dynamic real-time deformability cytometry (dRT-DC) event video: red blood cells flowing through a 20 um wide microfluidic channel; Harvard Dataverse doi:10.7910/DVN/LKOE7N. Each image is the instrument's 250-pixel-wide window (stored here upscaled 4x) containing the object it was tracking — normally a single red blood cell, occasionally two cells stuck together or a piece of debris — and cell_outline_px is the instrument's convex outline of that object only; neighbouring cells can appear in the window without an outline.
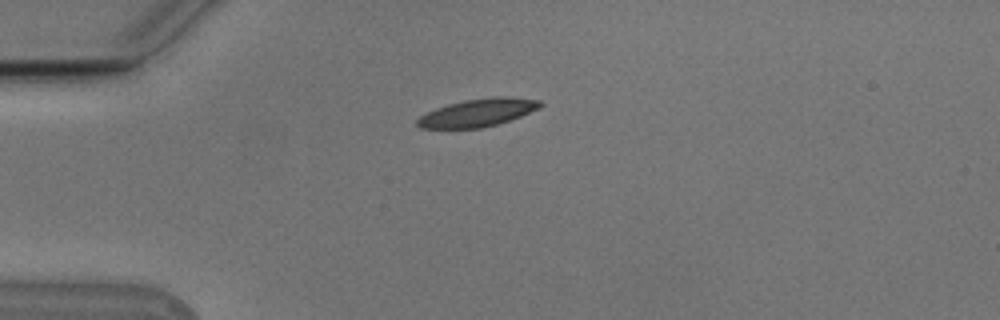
{"species": "Egyptian fruit bat (a non-hibernating species)", "species_latin": "Rousettus aegyptiacus", "temperature_condition": "cold", "stored_images_in_passage": 41, "camera_frame_rate_fps": 3000, "um_per_image_px": 0.085, "animal": {"sex": "male"}, "frame": {"image": 1, "passage_image": 1, "time_ms": 0.0, "image_size_px": [1000, 320], "cell_outline_px": [[544, 104], [540, 108], [520, 116], [496, 124], [480, 128], [420, 128], [416, 124], [416, 120], [420, 116], [436, 108], [448, 104], [464, 100], [496, 96], [512, 96], [540, 100]], "centroid_in_image_um": [40.63, 9.56], "position_along_channel_um": 44.4, "area_um2": 19.88}}
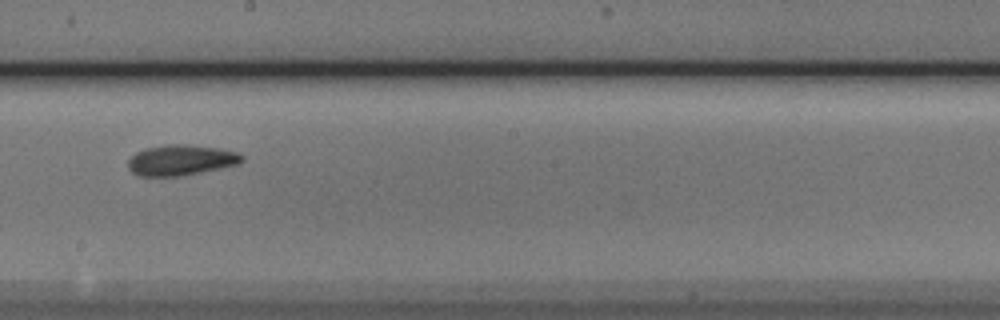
{"frame": {"image": 2, "passage_image": 18, "time_ms": 5.667, "image_size_px": [1000, 320], "cell_outline_px": [[244, 160], [240, 164], [184, 176], [140, 176], [132, 172], [128, 168], [128, 160], [136, 152], [144, 148], [168, 144], [188, 144], [220, 148], [240, 152], [244, 156]], "centroid_in_image_um": [15.43, 13.6], "position_along_channel_um": 232.8, "area_um2": 20.69}}
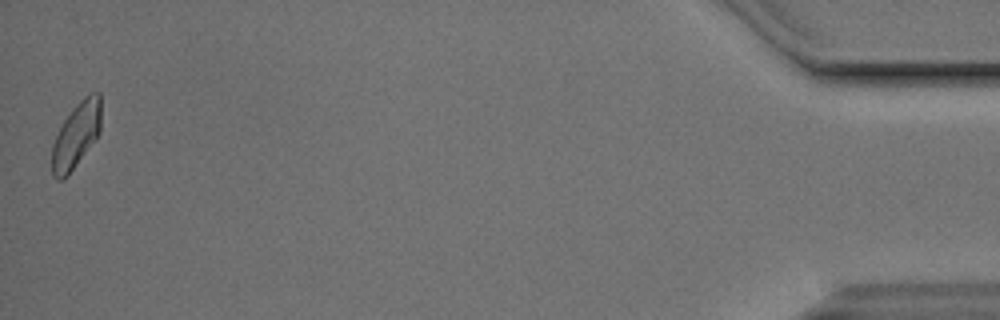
{"frame": {"image": 3, "passage_image": 41, "time_ms": 13.333, "image_size_px": [1000, 320], "cell_outline_px": [[100, 132], [68, 176], [60, 180], [56, 180], [52, 176], [52, 144], [64, 120], [72, 108], [84, 96], [92, 92], [100, 92]], "centroid_in_image_um": [6.46, 11.5], "position_along_channel_um": 428.7, "area_um2": 18.61}, "authors_computed_cell_mechanics": {"area_um2": 19.1896, "velocity_mm_per_s": 3.763, "shape_relaxation_time_tau1_ms": 3.9771, "shape_relaxation_time_tau2_ms": 2.3934, "deformation_change_tau1": 0.1363, "deformation_change_tau2": 0.0829}}